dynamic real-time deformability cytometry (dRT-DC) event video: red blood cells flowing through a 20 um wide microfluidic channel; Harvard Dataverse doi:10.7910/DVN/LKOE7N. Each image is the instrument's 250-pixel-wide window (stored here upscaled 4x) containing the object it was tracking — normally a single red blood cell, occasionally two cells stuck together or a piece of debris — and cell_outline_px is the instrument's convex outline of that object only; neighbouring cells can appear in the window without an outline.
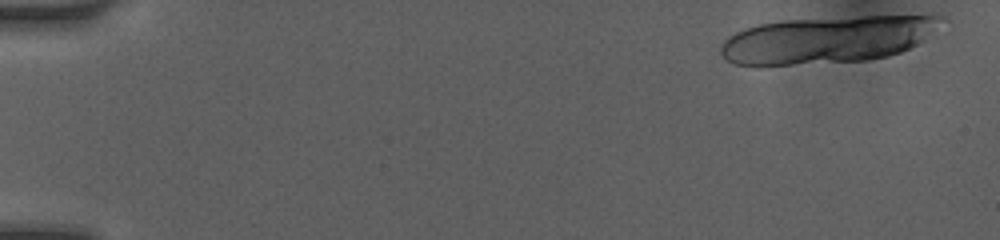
{"species": "human", "species_latin": "Homo sapiens", "temperature_condition": "room temperature", "stored_images_in_passage": 33, "camera_frame_rate_fps": 3000, "um_per_image_px": 0.085, "donor": {"sex": "female"}, "frame": {"image": 1, "passage_image": 1, "time_ms": 0.0, "image_size_px": [1000, 240], "cell_outline_px": [[948, 20], [924, 40], [900, 52], [888, 56], [868, 60], [760, 68], [736, 64], [728, 60], [720, 52], [720, 48], [724, 40], [728, 36], [744, 28], [760, 24], [780, 20], [864, 16], [948, 16]], "centroid_in_image_um": [70.28, 3.39], "position_along_channel_um": 14.7, "area_um2": 61.56}}
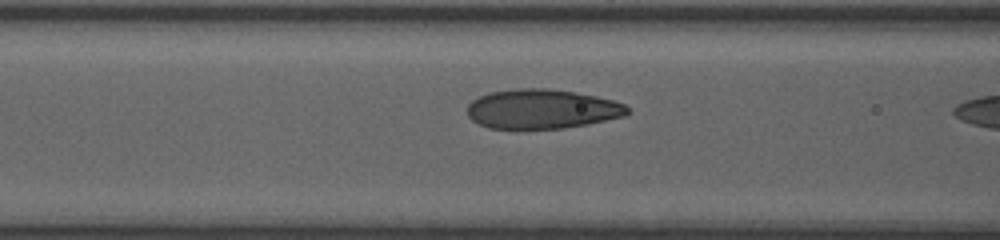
{"frame": {"image": 2, "passage_image": 31, "time_ms": 5.667, "image_size_px": [1000, 240], "cell_outline_px": [[632, 112], [624, 116], [588, 124], [560, 128], [488, 128], [472, 120], [468, 116], [468, 104], [472, 100], [480, 96], [492, 92], [516, 88], [548, 88], [576, 92], [596, 96], [612, 100], [624, 104]], "centroid_in_image_um": [46.08, 9.26], "position_along_channel_um": 120.5, "area_um2": 36.7}}